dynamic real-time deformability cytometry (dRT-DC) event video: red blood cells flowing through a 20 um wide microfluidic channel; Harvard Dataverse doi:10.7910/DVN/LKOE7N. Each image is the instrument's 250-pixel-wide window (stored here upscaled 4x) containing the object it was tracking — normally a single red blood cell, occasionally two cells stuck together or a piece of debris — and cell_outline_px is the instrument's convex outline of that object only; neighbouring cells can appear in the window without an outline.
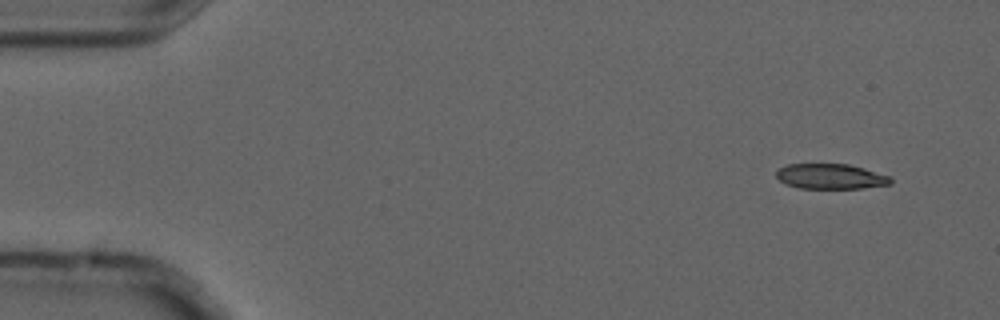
{"species": "common noctule bat (a hibernating species)", "species_latin": "Nyctalus noctula", "temperature_condition": "cold", "stored_images_in_passage": 5, "camera_frame_rate_fps": 3000, "um_per_image_px": 0.085, "animal": {"sex": "male", "forearm_length_mm": 52.5}, "frame": {"image": 1, "passage_image": 2, "time_ms": 0.333, "image_size_px": [1000, 320], "cell_outline_px": [[892, 184], [864, 188], [800, 188], [788, 184], [780, 180], [776, 176], [776, 172], [780, 168], [788, 164], [848, 164], [864, 168], [888, 176], [892, 180]], "centroid_in_image_um": [70.62, 14.99], "position_along_channel_um": 14.4, "area_um2": 16.59}}
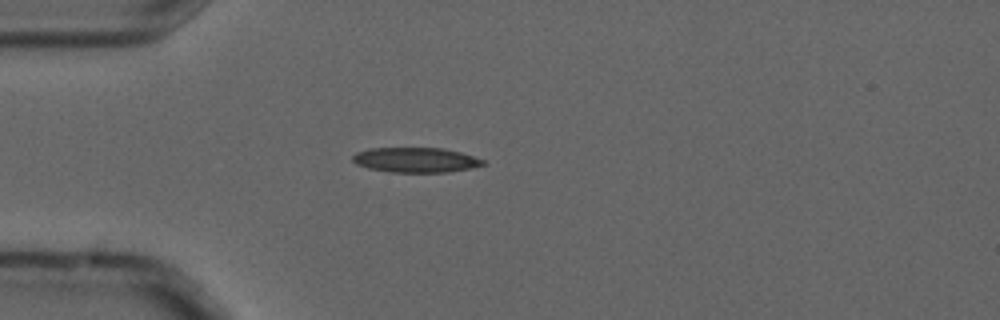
{"frame": {"image": 2, "passage_image": 5, "time_ms": 1.333, "image_size_px": [1000, 320], "cell_outline_px": [[484, 164], [468, 168], [448, 172], [392, 172], [368, 168], [356, 164], [352, 160], [352, 156], [356, 152], [368, 148], [440, 148], [460, 152], [484, 160]], "centroid_in_image_um": [35.27, 13.59], "position_along_channel_um": 49.7, "area_um2": 18.73}}